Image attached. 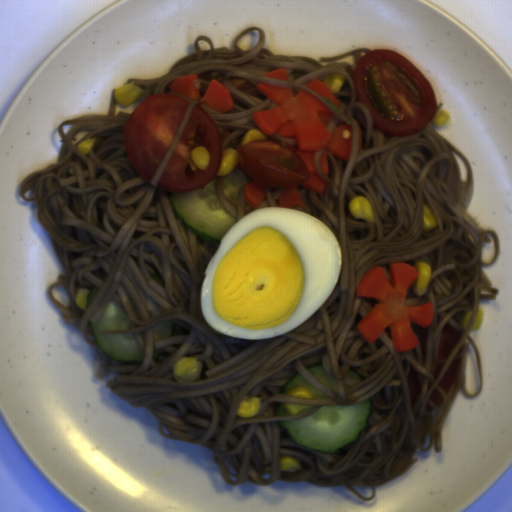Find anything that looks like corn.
Here are the masks:
<instances>
[{
  "instance_id": "corn-1",
  "label": "corn",
  "mask_w": 512,
  "mask_h": 512,
  "mask_svg": "<svg viewBox=\"0 0 512 512\" xmlns=\"http://www.w3.org/2000/svg\"><path fill=\"white\" fill-rule=\"evenodd\" d=\"M203 367L195 356H183L172 364L176 380L193 382L199 378Z\"/></svg>"
},
{
  "instance_id": "corn-2",
  "label": "corn",
  "mask_w": 512,
  "mask_h": 512,
  "mask_svg": "<svg viewBox=\"0 0 512 512\" xmlns=\"http://www.w3.org/2000/svg\"><path fill=\"white\" fill-rule=\"evenodd\" d=\"M147 93V89L137 86L135 82L128 81L115 89H113V95L118 105L126 107Z\"/></svg>"
},
{
  "instance_id": "corn-3",
  "label": "corn",
  "mask_w": 512,
  "mask_h": 512,
  "mask_svg": "<svg viewBox=\"0 0 512 512\" xmlns=\"http://www.w3.org/2000/svg\"><path fill=\"white\" fill-rule=\"evenodd\" d=\"M348 209L352 217L363 219L368 223L375 222V211L364 195L352 198L348 203Z\"/></svg>"
},
{
  "instance_id": "corn-4",
  "label": "corn",
  "mask_w": 512,
  "mask_h": 512,
  "mask_svg": "<svg viewBox=\"0 0 512 512\" xmlns=\"http://www.w3.org/2000/svg\"><path fill=\"white\" fill-rule=\"evenodd\" d=\"M418 272L416 280L413 282V293L417 296H423L427 293L431 278L432 268L428 262L418 261L413 266Z\"/></svg>"
},
{
  "instance_id": "corn-5",
  "label": "corn",
  "mask_w": 512,
  "mask_h": 512,
  "mask_svg": "<svg viewBox=\"0 0 512 512\" xmlns=\"http://www.w3.org/2000/svg\"><path fill=\"white\" fill-rule=\"evenodd\" d=\"M241 161L239 149L224 148L220 155V165L216 172V177L226 176L238 166Z\"/></svg>"
},
{
  "instance_id": "corn-6",
  "label": "corn",
  "mask_w": 512,
  "mask_h": 512,
  "mask_svg": "<svg viewBox=\"0 0 512 512\" xmlns=\"http://www.w3.org/2000/svg\"><path fill=\"white\" fill-rule=\"evenodd\" d=\"M263 400L252 396H244L236 414L242 418L256 417Z\"/></svg>"
},
{
  "instance_id": "corn-7",
  "label": "corn",
  "mask_w": 512,
  "mask_h": 512,
  "mask_svg": "<svg viewBox=\"0 0 512 512\" xmlns=\"http://www.w3.org/2000/svg\"><path fill=\"white\" fill-rule=\"evenodd\" d=\"M191 157L195 165L203 170H206L211 162V154L205 146H198L191 151Z\"/></svg>"
},
{
  "instance_id": "corn-8",
  "label": "corn",
  "mask_w": 512,
  "mask_h": 512,
  "mask_svg": "<svg viewBox=\"0 0 512 512\" xmlns=\"http://www.w3.org/2000/svg\"><path fill=\"white\" fill-rule=\"evenodd\" d=\"M438 225V221L436 219V216L431 209V207L423 202V208H422V222H421V229L424 231H430L434 228H436Z\"/></svg>"
},
{
  "instance_id": "corn-9",
  "label": "corn",
  "mask_w": 512,
  "mask_h": 512,
  "mask_svg": "<svg viewBox=\"0 0 512 512\" xmlns=\"http://www.w3.org/2000/svg\"><path fill=\"white\" fill-rule=\"evenodd\" d=\"M334 93L341 92L346 82L345 76L341 74H328L322 81Z\"/></svg>"
},
{
  "instance_id": "corn-10",
  "label": "corn",
  "mask_w": 512,
  "mask_h": 512,
  "mask_svg": "<svg viewBox=\"0 0 512 512\" xmlns=\"http://www.w3.org/2000/svg\"><path fill=\"white\" fill-rule=\"evenodd\" d=\"M278 466H279V469H281L283 471L295 472V473L297 471L302 472L301 462L298 459H295L293 457H287V456L279 457Z\"/></svg>"
},
{
  "instance_id": "corn-11",
  "label": "corn",
  "mask_w": 512,
  "mask_h": 512,
  "mask_svg": "<svg viewBox=\"0 0 512 512\" xmlns=\"http://www.w3.org/2000/svg\"><path fill=\"white\" fill-rule=\"evenodd\" d=\"M269 134H266L262 130L252 129L248 130L241 139V146L246 145L249 142H253L255 140H268Z\"/></svg>"
},
{
  "instance_id": "corn-12",
  "label": "corn",
  "mask_w": 512,
  "mask_h": 512,
  "mask_svg": "<svg viewBox=\"0 0 512 512\" xmlns=\"http://www.w3.org/2000/svg\"><path fill=\"white\" fill-rule=\"evenodd\" d=\"M89 296L90 291L87 287H78L75 303L84 310L87 306Z\"/></svg>"
},
{
  "instance_id": "corn-13",
  "label": "corn",
  "mask_w": 512,
  "mask_h": 512,
  "mask_svg": "<svg viewBox=\"0 0 512 512\" xmlns=\"http://www.w3.org/2000/svg\"><path fill=\"white\" fill-rule=\"evenodd\" d=\"M282 404H283L285 410L287 411V413L292 416L296 415L300 411L310 410L316 406V405H302V404L288 403V402H284Z\"/></svg>"
},
{
  "instance_id": "corn-14",
  "label": "corn",
  "mask_w": 512,
  "mask_h": 512,
  "mask_svg": "<svg viewBox=\"0 0 512 512\" xmlns=\"http://www.w3.org/2000/svg\"><path fill=\"white\" fill-rule=\"evenodd\" d=\"M96 141V137L89 136L87 139H85L83 142L77 144L76 149L79 153L82 155H88L91 149L93 148Z\"/></svg>"
},
{
  "instance_id": "corn-15",
  "label": "corn",
  "mask_w": 512,
  "mask_h": 512,
  "mask_svg": "<svg viewBox=\"0 0 512 512\" xmlns=\"http://www.w3.org/2000/svg\"><path fill=\"white\" fill-rule=\"evenodd\" d=\"M450 118V113H447L444 109L437 112L432 120L434 126H443L447 123Z\"/></svg>"
},
{
  "instance_id": "corn-16",
  "label": "corn",
  "mask_w": 512,
  "mask_h": 512,
  "mask_svg": "<svg viewBox=\"0 0 512 512\" xmlns=\"http://www.w3.org/2000/svg\"><path fill=\"white\" fill-rule=\"evenodd\" d=\"M483 321H484V313H483V310L482 308H480L478 306L477 308V313H476V317L473 321V324L470 328V331H479V329L482 327L483 325Z\"/></svg>"
},
{
  "instance_id": "corn-17",
  "label": "corn",
  "mask_w": 512,
  "mask_h": 512,
  "mask_svg": "<svg viewBox=\"0 0 512 512\" xmlns=\"http://www.w3.org/2000/svg\"><path fill=\"white\" fill-rule=\"evenodd\" d=\"M286 395L301 396L307 399H312L314 396L308 388L298 387L289 391Z\"/></svg>"
},
{
  "instance_id": "corn-18",
  "label": "corn",
  "mask_w": 512,
  "mask_h": 512,
  "mask_svg": "<svg viewBox=\"0 0 512 512\" xmlns=\"http://www.w3.org/2000/svg\"><path fill=\"white\" fill-rule=\"evenodd\" d=\"M473 312L471 311H468L466 313L463 314L461 320H460V323L462 325V327L465 329L468 324L470 323V320H471V316H472Z\"/></svg>"
},
{
  "instance_id": "corn-19",
  "label": "corn",
  "mask_w": 512,
  "mask_h": 512,
  "mask_svg": "<svg viewBox=\"0 0 512 512\" xmlns=\"http://www.w3.org/2000/svg\"><path fill=\"white\" fill-rule=\"evenodd\" d=\"M89 133H91L89 130L78 131L76 133V135L74 136L76 140H72L71 143H73V144L76 143L77 141H79L80 139H82L83 137L88 135Z\"/></svg>"
}]
</instances>
